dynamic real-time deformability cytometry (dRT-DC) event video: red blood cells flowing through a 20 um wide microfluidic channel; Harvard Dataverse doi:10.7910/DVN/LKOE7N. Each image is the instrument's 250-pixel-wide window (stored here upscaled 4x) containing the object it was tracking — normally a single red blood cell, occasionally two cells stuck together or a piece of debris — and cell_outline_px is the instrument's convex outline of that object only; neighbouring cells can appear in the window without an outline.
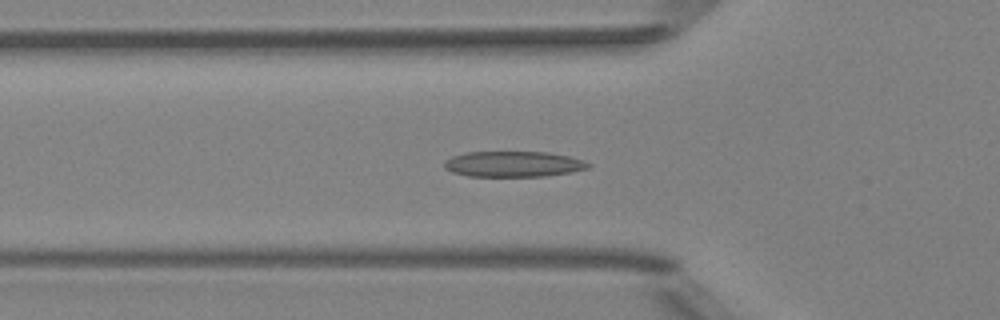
{"species": "Egyptian fruit bat (a non-hibernating species)", "species_latin": "Rousettus aegyptiacus", "temperature_condition": "room temperature", "stored_images_in_passage": 5, "camera_frame_rate_fps": 3000, "um_per_image_px": 0.085, "animal": {"sex": "female"}, "frame": {"image": 1, "passage_image": 3, "time_ms": 0.667, "image_size_px": [1000, 320], "cell_outline_px": [[592, 164], [588, 168], [572, 172], [544, 176], [468, 176], [452, 172], [444, 168], [444, 160], [452, 156], [468, 152], [548, 152], [568, 156], [584, 160]], "centroid_in_image_um": [43.64, 13.94], "position_along_channel_um": 82.2, "area_um2": 21.56}}